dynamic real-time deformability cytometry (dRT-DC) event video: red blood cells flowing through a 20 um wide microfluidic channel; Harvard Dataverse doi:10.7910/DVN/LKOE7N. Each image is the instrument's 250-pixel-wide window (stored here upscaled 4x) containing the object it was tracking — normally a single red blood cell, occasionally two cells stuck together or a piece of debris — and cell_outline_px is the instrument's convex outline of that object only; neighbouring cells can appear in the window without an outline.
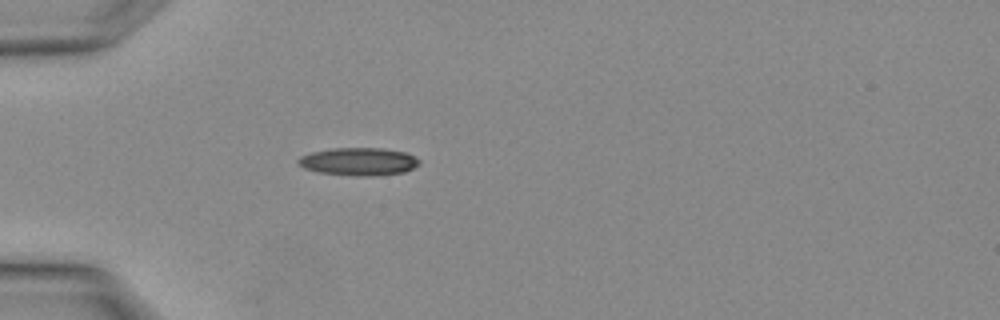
{"species": "Egyptian fruit bat (a non-hibernating species)", "species_latin": "Rousettus aegyptiacus", "temperature_condition": "warm", "stored_images_in_passage": 2, "camera_frame_rate_fps": 3000, "um_per_image_px": 0.085, "animal": {"sex": "female"}, "frame": {"image": 1, "passage_image": 1, "time_ms": 0.0, "image_size_px": [1000, 320], "cell_outline_px": [[420, 164], [404, 172], [368, 176], [364, 176], [320, 172], [304, 168], [296, 164], [296, 160], [300, 156], [312, 152], [332, 148], [384, 148], [408, 152], [420, 160]], "centroid_in_image_um": [30.49, 13.71], "position_along_channel_um": 54.5, "area_um2": 19.59}}